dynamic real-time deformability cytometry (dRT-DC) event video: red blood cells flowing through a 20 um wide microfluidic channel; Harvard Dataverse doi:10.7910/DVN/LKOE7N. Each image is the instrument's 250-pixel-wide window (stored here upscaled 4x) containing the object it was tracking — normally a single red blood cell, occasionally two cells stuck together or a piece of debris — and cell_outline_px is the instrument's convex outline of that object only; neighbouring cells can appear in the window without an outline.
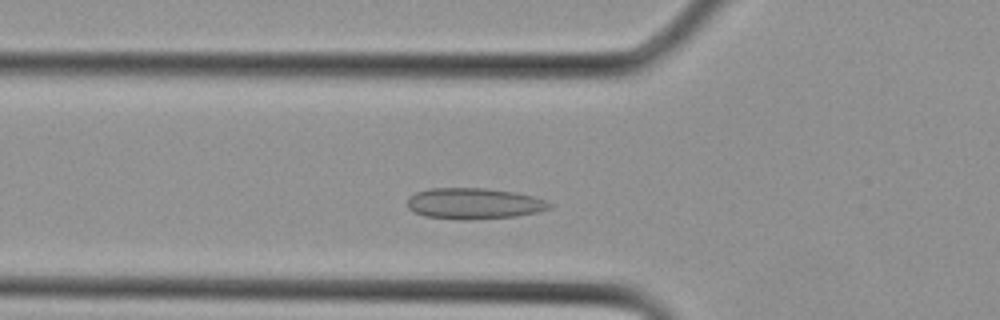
{"species": "Egyptian fruit bat (a non-hibernating species)", "species_latin": "Rousettus aegyptiacus", "temperature_condition": "cold", "stored_images_in_passage": 12, "camera_frame_rate_fps": 3000, "um_per_image_px": 0.085, "animal": {"sex": "female"}, "frame": {"image": 1, "passage_image": 6, "time_ms": 1.667, "image_size_px": [1000, 320], "cell_outline_px": [[552, 208], [536, 212], [516, 216], [472, 220], [464, 220], [424, 216], [408, 208], [408, 196], [416, 192], [428, 188], [484, 188], [516, 192], [532, 196], [544, 200], [552, 204]], "centroid_in_image_um": [40.28, 17.3], "position_along_channel_um": 85.5, "area_um2": 25.78}}
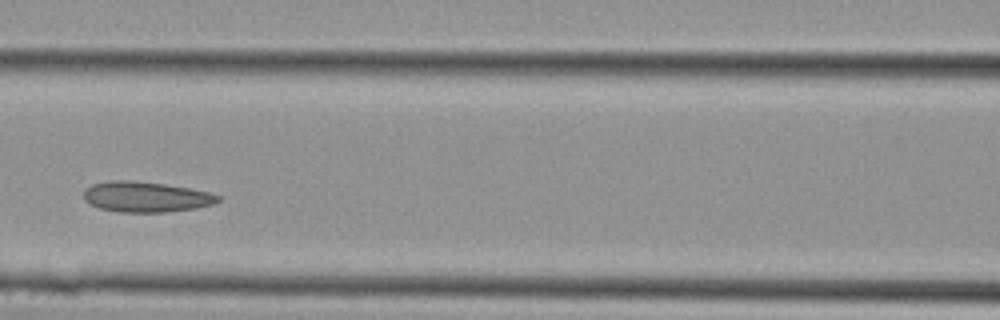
{"frame": {"image": 2, "passage_image": 9, "time_ms": 2.667, "image_size_px": [1000, 320], "cell_outline_px": [[220, 200], [212, 204], [196, 208], [164, 212], [120, 212], [100, 208], [84, 200], [84, 188], [92, 184], [112, 180], [132, 180], [164, 184], [188, 188], [208, 192], [220, 196]], "centroid_in_image_um": [12.38, 16.73], "position_along_channel_um": 154.2, "area_um2": 23.7}}
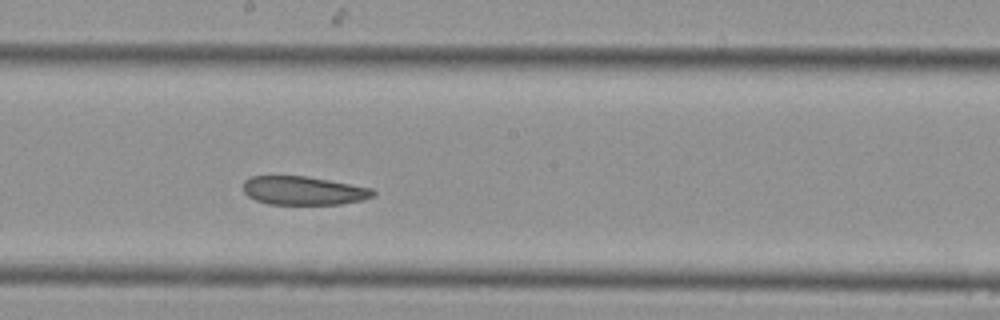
{"frame": {"image": 3, "passage_image": 12, "time_ms": 3.667, "image_size_px": [1000, 320], "cell_outline_px": [[376, 192], [372, 196], [360, 200], [340, 204], [268, 204], [256, 200], [248, 196], [244, 192], [244, 180], [252, 176], [308, 176], [372, 188]], "centroid_in_image_um": [25.78, 16.2], "position_along_channel_um": 222.4, "area_um2": 21.5}}